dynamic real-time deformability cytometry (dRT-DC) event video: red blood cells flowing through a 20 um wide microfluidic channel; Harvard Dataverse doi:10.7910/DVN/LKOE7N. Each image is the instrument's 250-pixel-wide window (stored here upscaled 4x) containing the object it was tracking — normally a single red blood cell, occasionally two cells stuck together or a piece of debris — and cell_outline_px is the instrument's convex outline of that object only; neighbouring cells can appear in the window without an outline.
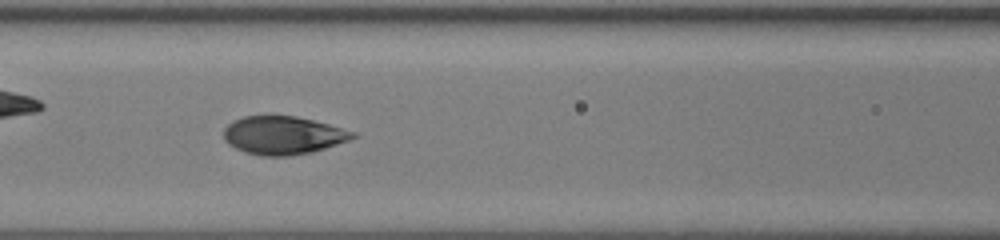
{"species": "human", "species_latin": "Homo sapiens", "temperature_condition": "room temperature", "stored_images_in_passage": 40, "camera_frame_rate_fps": 3000, "um_per_image_px": 0.085, "donor": {"sex": "female"}, "frame": {"image": 1, "passage_image": 18, "time_ms": 5.667, "image_size_px": [1000, 240], "cell_outline_px": [[360, 136], [312, 152], [288, 156], [260, 156], [236, 148], [228, 144], [224, 140], [224, 128], [232, 120], [244, 116], [296, 116], [328, 124], [356, 132]], "centroid_in_image_um": [24.05, 11.5], "position_along_channel_um": 142.5, "area_um2": 28.61}, "authors_computed_cell_mechanics": {"area_um2": 28.9578, "velocity_mm_per_s": 4.1776, "shape_relaxation_time_tau1_ms": 3.8709, "shape_relaxation_time_tau2_ms": 0.6526, "deformation_change_tau1": 0.1721, "deformation_change_tau2": 0.0429}}